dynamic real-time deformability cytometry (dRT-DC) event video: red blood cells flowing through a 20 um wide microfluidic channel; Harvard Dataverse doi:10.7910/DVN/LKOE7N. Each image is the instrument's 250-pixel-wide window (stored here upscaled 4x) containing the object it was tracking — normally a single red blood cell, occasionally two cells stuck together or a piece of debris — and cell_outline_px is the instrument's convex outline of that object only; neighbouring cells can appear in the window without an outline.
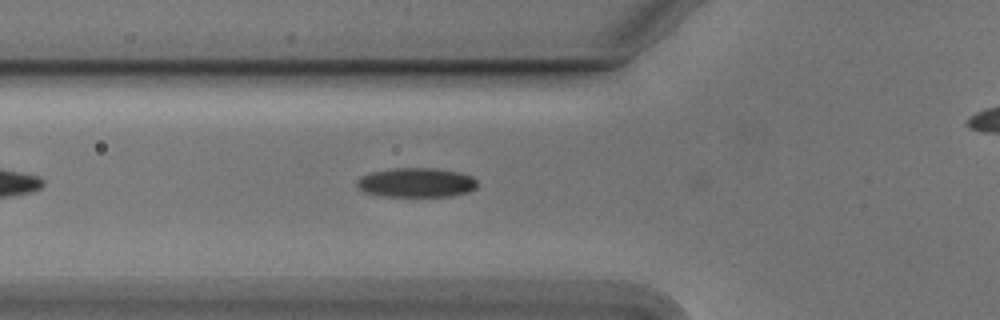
{"species": "Egyptian fruit bat (a non-hibernating species)", "species_latin": "Rousettus aegyptiacus", "temperature_condition": "cold", "stored_images_in_passage": 31, "camera_frame_rate_fps": 3000, "um_per_image_px": 0.085, "animal": {"sex": "male"}, "frame": {"image": 1, "passage_image": 7, "time_ms": 2.0, "image_size_px": [1000, 320], "cell_outline_px": [[476, 188], [468, 192], [452, 196], [380, 196], [360, 192], [356, 188], [356, 180], [360, 176], [372, 172], [396, 168], [432, 168], [456, 172], [472, 176], [476, 180]], "centroid_in_image_um": [35.31, 15.53], "position_along_channel_um": 90.5, "area_um2": 20.75}}
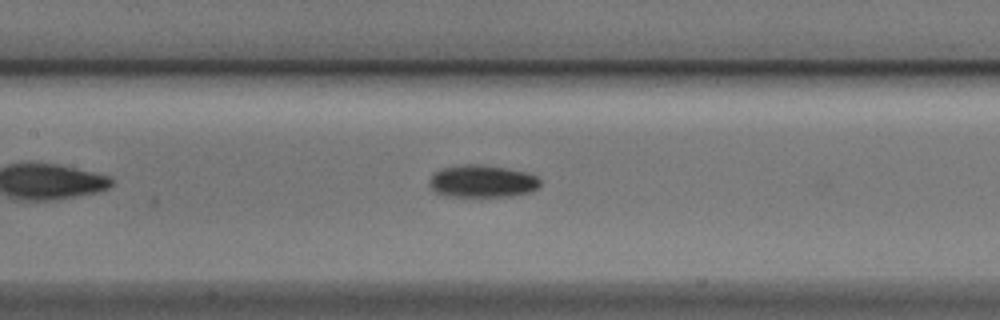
{"frame": {"image": 2, "passage_image": 13, "time_ms": 4.0, "image_size_px": [1000, 320], "cell_outline_px": [[540, 184], [536, 188], [528, 192], [512, 196], [444, 196], [436, 192], [428, 184], [432, 176], [436, 172], [444, 168], [464, 164], [480, 164], [504, 168], [524, 172], [536, 176], [540, 180]], "centroid_in_image_um": [40.97, 15.41], "position_along_channel_um": 166.4, "area_um2": 20.58}}
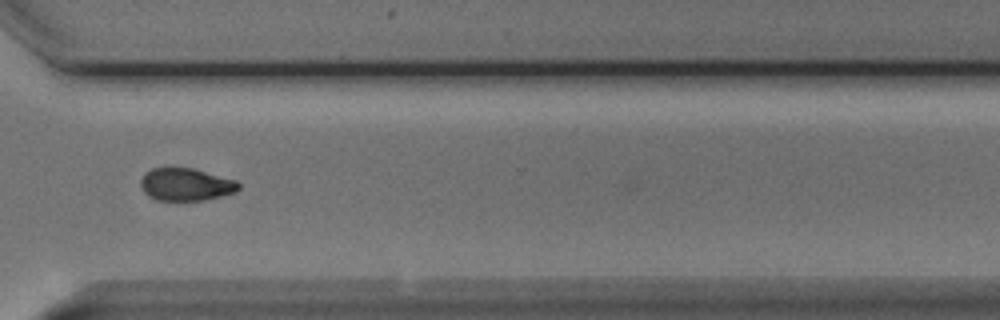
{"frame": {"image": 3, "passage_image": 28, "time_ms": 9.0, "image_size_px": [1000, 320], "cell_outline_px": [[240, 188], [236, 192], [204, 200], [156, 200], [148, 196], [144, 192], [140, 184], [140, 180], [152, 168], [192, 168], [236, 180], [240, 184]], "centroid_in_image_um": [15.81, 15.69], "position_along_channel_um": 354.8, "area_um2": 18.44}}